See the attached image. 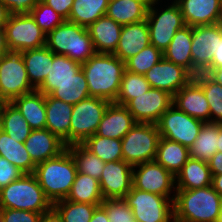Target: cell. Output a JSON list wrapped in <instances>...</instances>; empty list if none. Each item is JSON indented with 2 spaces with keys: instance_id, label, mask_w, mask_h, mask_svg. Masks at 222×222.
Wrapping results in <instances>:
<instances>
[{
  "instance_id": "1",
  "label": "cell",
  "mask_w": 222,
  "mask_h": 222,
  "mask_svg": "<svg viewBox=\"0 0 222 222\" xmlns=\"http://www.w3.org/2000/svg\"><path fill=\"white\" fill-rule=\"evenodd\" d=\"M89 94L109 102H115L118 96L121 79L126 70L125 62L114 54L95 53L81 64Z\"/></svg>"
},
{
  "instance_id": "2",
  "label": "cell",
  "mask_w": 222,
  "mask_h": 222,
  "mask_svg": "<svg viewBox=\"0 0 222 222\" xmlns=\"http://www.w3.org/2000/svg\"><path fill=\"white\" fill-rule=\"evenodd\" d=\"M222 197L212 185L191 190H176L174 222H218Z\"/></svg>"
},
{
  "instance_id": "3",
  "label": "cell",
  "mask_w": 222,
  "mask_h": 222,
  "mask_svg": "<svg viewBox=\"0 0 222 222\" xmlns=\"http://www.w3.org/2000/svg\"><path fill=\"white\" fill-rule=\"evenodd\" d=\"M77 173L75 160L66 149L59 156L37 164L33 174L53 204L66 199Z\"/></svg>"
},
{
  "instance_id": "4",
  "label": "cell",
  "mask_w": 222,
  "mask_h": 222,
  "mask_svg": "<svg viewBox=\"0 0 222 222\" xmlns=\"http://www.w3.org/2000/svg\"><path fill=\"white\" fill-rule=\"evenodd\" d=\"M46 47L79 64L85 63L96 53L88 29L67 20L46 35Z\"/></svg>"
},
{
  "instance_id": "5",
  "label": "cell",
  "mask_w": 222,
  "mask_h": 222,
  "mask_svg": "<svg viewBox=\"0 0 222 222\" xmlns=\"http://www.w3.org/2000/svg\"><path fill=\"white\" fill-rule=\"evenodd\" d=\"M52 207L33 173H24L0 190V209L44 213Z\"/></svg>"
},
{
  "instance_id": "6",
  "label": "cell",
  "mask_w": 222,
  "mask_h": 222,
  "mask_svg": "<svg viewBox=\"0 0 222 222\" xmlns=\"http://www.w3.org/2000/svg\"><path fill=\"white\" fill-rule=\"evenodd\" d=\"M159 139L157 124L136 123L121 139L123 160L132 166L154 161Z\"/></svg>"
},
{
  "instance_id": "7",
  "label": "cell",
  "mask_w": 222,
  "mask_h": 222,
  "mask_svg": "<svg viewBox=\"0 0 222 222\" xmlns=\"http://www.w3.org/2000/svg\"><path fill=\"white\" fill-rule=\"evenodd\" d=\"M124 200L137 222H174V200L132 186Z\"/></svg>"
},
{
  "instance_id": "8",
  "label": "cell",
  "mask_w": 222,
  "mask_h": 222,
  "mask_svg": "<svg viewBox=\"0 0 222 222\" xmlns=\"http://www.w3.org/2000/svg\"><path fill=\"white\" fill-rule=\"evenodd\" d=\"M157 3H151L148 8L146 21L148 23L150 44L164 51L177 30L186 26L183 15L175 1L166 8L158 10ZM160 12V13H159Z\"/></svg>"
},
{
  "instance_id": "9",
  "label": "cell",
  "mask_w": 222,
  "mask_h": 222,
  "mask_svg": "<svg viewBox=\"0 0 222 222\" xmlns=\"http://www.w3.org/2000/svg\"><path fill=\"white\" fill-rule=\"evenodd\" d=\"M110 103L105 99L89 96L73 105L70 120V145L83 143L97 132L99 123Z\"/></svg>"
},
{
  "instance_id": "10",
  "label": "cell",
  "mask_w": 222,
  "mask_h": 222,
  "mask_svg": "<svg viewBox=\"0 0 222 222\" xmlns=\"http://www.w3.org/2000/svg\"><path fill=\"white\" fill-rule=\"evenodd\" d=\"M9 52H22L46 46V33L36 24L31 14L10 15L5 25Z\"/></svg>"
},
{
  "instance_id": "11",
  "label": "cell",
  "mask_w": 222,
  "mask_h": 222,
  "mask_svg": "<svg viewBox=\"0 0 222 222\" xmlns=\"http://www.w3.org/2000/svg\"><path fill=\"white\" fill-rule=\"evenodd\" d=\"M34 90L21 53L8 52L0 58V97L5 102Z\"/></svg>"
},
{
  "instance_id": "12",
  "label": "cell",
  "mask_w": 222,
  "mask_h": 222,
  "mask_svg": "<svg viewBox=\"0 0 222 222\" xmlns=\"http://www.w3.org/2000/svg\"><path fill=\"white\" fill-rule=\"evenodd\" d=\"M204 122L189 116L172 105L157 123L160 137L176 141L189 148L196 140Z\"/></svg>"
},
{
  "instance_id": "13",
  "label": "cell",
  "mask_w": 222,
  "mask_h": 222,
  "mask_svg": "<svg viewBox=\"0 0 222 222\" xmlns=\"http://www.w3.org/2000/svg\"><path fill=\"white\" fill-rule=\"evenodd\" d=\"M132 183L139 190L175 199V176L155 160L133 166Z\"/></svg>"
},
{
  "instance_id": "14",
  "label": "cell",
  "mask_w": 222,
  "mask_h": 222,
  "mask_svg": "<svg viewBox=\"0 0 222 222\" xmlns=\"http://www.w3.org/2000/svg\"><path fill=\"white\" fill-rule=\"evenodd\" d=\"M172 105L173 95L161 89L150 88L131 99L125 107L137 123L157 124L162 114Z\"/></svg>"
},
{
  "instance_id": "15",
  "label": "cell",
  "mask_w": 222,
  "mask_h": 222,
  "mask_svg": "<svg viewBox=\"0 0 222 222\" xmlns=\"http://www.w3.org/2000/svg\"><path fill=\"white\" fill-rule=\"evenodd\" d=\"M133 166L121 161L106 162L99 180L104 199L124 198L133 183Z\"/></svg>"
},
{
  "instance_id": "16",
  "label": "cell",
  "mask_w": 222,
  "mask_h": 222,
  "mask_svg": "<svg viewBox=\"0 0 222 222\" xmlns=\"http://www.w3.org/2000/svg\"><path fill=\"white\" fill-rule=\"evenodd\" d=\"M217 46V23L192 27V76L204 73L211 65Z\"/></svg>"
},
{
  "instance_id": "17",
  "label": "cell",
  "mask_w": 222,
  "mask_h": 222,
  "mask_svg": "<svg viewBox=\"0 0 222 222\" xmlns=\"http://www.w3.org/2000/svg\"><path fill=\"white\" fill-rule=\"evenodd\" d=\"M151 88L175 95L193 76L182 66L162 58L144 74Z\"/></svg>"
},
{
  "instance_id": "18",
  "label": "cell",
  "mask_w": 222,
  "mask_h": 222,
  "mask_svg": "<svg viewBox=\"0 0 222 222\" xmlns=\"http://www.w3.org/2000/svg\"><path fill=\"white\" fill-rule=\"evenodd\" d=\"M191 27L222 22V0H174Z\"/></svg>"
},
{
  "instance_id": "19",
  "label": "cell",
  "mask_w": 222,
  "mask_h": 222,
  "mask_svg": "<svg viewBox=\"0 0 222 222\" xmlns=\"http://www.w3.org/2000/svg\"><path fill=\"white\" fill-rule=\"evenodd\" d=\"M173 105L195 119L210 122V108L205 93L193 78L173 96Z\"/></svg>"
},
{
  "instance_id": "20",
  "label": "cell",
  "mask_w": 222,
  "mask_h": 222,
  "mask_svg": "<svg viewBox=\"0 0 222 222\" xmlns=\"http://www.w3.org/2000/svg\"><path fill=\"white\" fill-rule=\"evenodd\" d=\"M24 145L36 165L59 156L67 149L64 141L46 128L32 130Z\"/></svg>"
},
{
  "instance_id": "21",
  "label": "cell",
  "mask_w": 222,
  "mask_h": 222,
  "mask_svg": "<svg viewBox=\"0 0 222 222\" xmlns=\"http://www.w3.org/2000/svg\"><path fill=\"white\" fill-rule=\"evenodd\" d=\"M149 44L150 36L146 20L124 25L114 55L126 62Z\"/></svg>"
},
{
  "instance_id": "22",
  "label": "cell",
  "mask_w": 222,
  "mask_h": 222,
  "mask_svg": "<svg viewBox=\"0 0 222 222\" xmlns=\"http://www.w3.org/2000/svg\"><path fill=\"white\" fill-rule=\"evenodd\" d=\"M136 123L132 114L124 105L111 102L95 134L102 137L122 139Z\"/></svg>"
},
{
  "instance_id": "23",
  "label": "cell",
  "mask_w": 222,
  "mask_h": 222,
  "mask_svg": "<svg viewBox=\"0 0 222 222\" xmlns=\"http://www.w3.org/2000/svg\"><path fill=\"white\" fill-rule=\"evenodd\" d=\"M46 129L70 145V120L73 105L45 95Z\"/></svg>"
},
{
  "instance_id": "24",
  "label": "cell",
  "mask_w": 222,
  "mask_h": 222,
  "mask_svg": "<svg viewBox=\"0 0 222 222\" xmlns=\"http://www.w3.org/2000/svg\"><path fill=\"white\" fill-rule=\"evenodd\" d=\"M122 27L106 15L91 24L87 29L96 53L114 54Z\"/></svg>"
},
{
  "instance_id": "25",
  "label": "cell",
  "mask_w": 222,
  "mask_h": 222,
  "mask_svg": "<svg viewBox=\"0 0 222 222\" xmlns=\"http://www.w3.org/2000/svg\"><path fill=\"white\" fill-rule=\"evenodd\" d=\"M11 103L19 110L32 130L46 128L45 94L34 90L14 98Z\"/></svg>"
},
{
  "instance_id": "26",
  "label": "cell",
  "mask_w": 222,
  "mask_h": 222,
  "mask_svg": "<svg viewBox=\"0 0 222 222\" xmlns=\"http://www.w3.org/2000/svg\"><path fill=\"white\" fill-rule=\"evenodd\" d=\"M176 190H191L212 185L208 162L189 158L175 176Z\"/></svg>"
},
{
  "instance_id": "27",
  "label": "cell",
  "mask_w": 222,
  "mask_h": 222,
  "mask_svg": "<svg viewBox=\"0 0 222 222\" xmlns=\"http://www.w3.org/2000/svg\"><path fill=\"white\" fill-rule=\"evenodd\" d=\"M81 64L66 55L55 54L50 62V70L44 82L36 89L45 95H50L58 85L70 80L79 70Z\"/></svg>"
},
{
  "instance_id": "28",
  "label": "cell",
  "mask_w": 222,
  "mask_h": 222,
  "mask_svg": "<svg viewBox=\"0 0 222 222\" xmlns=\"http://www.w3.org/2000/svg\"><path fill=\"white\" fill-rule=\"evenodd\" d=\"M149 3L146 0H109L106 16L124 26L146 20Z\"/></svg>"
},
{
  "instance_id": "29",
  "label": "cell",
  "mask_w": 222,
  "mask_h": 222,
  "mask_svg": "<svg viewBox=\"0 0 222 222\" xmlns=\"http://www.w3.org/2000/svg\"><path fill=\"white\" fill-rule=\"evenodd\" d=\"M20 53L25 62L30 84L36 90L48 76L54 53L46 46L38 49H28Z\"/></svg>"
},
{
  "instance_id": "30",
  "label": "cell",
  "mask_w": 222,
  "mask_h": 222,
  "mask_svg": "<svg viewBox=\"0 0 222 222\" xmlns=\"http://www.w3.org/2000/svg\"><path fill=\"white\" fill-rule=\"evenodd\" d=\"M192 27L189 25L177 30L169 46L163 51V58L182 66L192 75Z\"/></svg>"
},
{
  "instance_id": "31",
  "label": "cell",
  "mask_w": 222,
  "mask_h": 222,
  "mask_svg": "<svg viewBox=\"0 0 222 222\" xmlns=\"http://www.w3.org/2000/svg\"><path fill=\"white\" fill-rule=\"evenodd\" d=\"M190 158L189 148L182 144L160 137L155 161L174 176Z\"/></svg>"
},
{
  "instance_id": "32",
  "label": "cell",
  "mask_w": 222,
  "mask_h": 222,
  "mask_svg": "<svg viewBox=\"0 0 222 222\" xmlns=\"http://www.w3.org/2000/svg\"><path fill=\"white\" fill-rule=\"evenodd\" d=\"M0 156L7 159L24 173H34L36 164L32 161L24 142L16 141L0 129Z\"/></svg>"
},
{
  "instance_id": "33",
  "label": "cell",
  "mask_w": 222,
  "mask_h": 222,
  "mask_svg": "<svg viewBox=\"0 0 222 222\" xmlns=\"http://www.w3.org/2000/svg\"><path fill=\"white\" fill-rule=\"evenodd\" d=\"M219 123L205 122L194 143L189 147L193 159L208 162L218 151Z\"/></svg>"
},
{
  "instance_id": "34",
  "label": "cell",
  "mask_w": 222,
  "mask_h": 222,
  "mask_svg": "<svg viewBox=\"0 0 222 222\" xmlns=\"http://www.w3.org/2000/svg\"><path fill=\"white\" fill-rule=\"evenodd\" d=\"M66 200L101 205L104 197L101 193L99 180L78 172Z\"/></svg>"
},
{
  "instance_id": "35",
  "label": "cell",
  "mask_w": 222,
  "mask_h": 222,
  "mask_svg": "<svg viewBox=\"0 0 222 222\" xmlns=\"http://www.w3.org/2000/svg\"><path fill=\"white\" fill-rule=\"evenodd\" d=\"M109 0H74L67 21L88 28L106 15Z\"/></svg>"
},
{
  "instance_id": "36",
  "label": "cell",
  "mask_w": 222,
  "mask_h": 222,
  "mask_svg": "<svg viewBox=\"0 0 222 222\" xmlns=\"http://www.w3.org/2000/svg\"><path fill=\"white\" fill-rule=\"evenodd\" d=\"M0 129L19 142H25L32 131L22 114L11 102L3 105L0 114Z\"/></svg>"
},
{
  "instance_id": "37",
  "label": "cell",
  "mask_w": 222,
  "mask_h": 222,
  "mask_svg": "<svg viewBox=\"0 0 222 222\" xmlns=\"http://www.w3.org/2000/svg\"><path fill=\"white\" fill-rule=\"evenodd\" d=\"M50 96L72 105L89 97L88 84L83 70L80 69L70 80L59 84Z\"/></svg>"
},
{
  "instance_id": "38",
  "label": "cell",
  "mask_w": 222,
  "mask_h": 222,
  "mask_svg": "<svg viewBox=\"0 0 222 222\" xmlns=\"http://www.w3.org/2000/svg\"><path fill=\"white\" fill-rule=\"evenodd\" d=\"M82 144L105 163L123 160L121 139L94 134L88 137Z\"/></svg>"
},
{
  "instance_id": "39",
  "label": "cell",
  "mask_w": 222,
  "mask_h": 222,
  "mask_svg": "<svg viewBox=\"0 0 222 222\" xmlns=\"http://www.w3.org/2000/svg\"><path fill=\"white\" fill-rule=\"evenodd\" d=\"M67 149L75 160L77 172L100 180L105 162L89 151L82 143L68 145Z\"/></svg>"
},
{
  "instance_id": "40",
  "label": "cell",
  "mask_w": 222,
  "mask_h": 222,
  "mask_svg": "<svg viewBox=\"0 0 222 222\" xmlns=\"http://www.w3.org/2000/svg\"><path fill=\"white\" fill-rule=\"evenodd\" d=\"M193 79L205 93L210 108V122L222 124V85L205 73H199Z\"/></svg>"
},
{
  "instance_id": "41",
  "label": "cell",
  "mask_w": 222,
  "mask_h": 222,
  "mask_svg": "<svg viewBox=\"0 0 222 222\" xmlns=\"http://www.w3.org/2000/svg\"><path fill=\"white\" fill-rule=\"evenodd\" d=\"M150 84L144 75L124 71L120 90L114 103L126 105L131 99L144 94L150 89Z\"/></svg>"
},
{
  "instance_id": "42",
  "label": "cell",
  "mask_w": 222,
  "mask_h": 222,
  "mask_svg": "<svg viewBox=\"0 0 222 222\" xmlns=\"http://www.w3.org/2000/svg\"><path fill=\"white\" fill-rule=\"evenodd\" d=\"M98 205L71 202L62 199L53 203V208L61 216L63 222H90Z\"/></svg>"
},
{
  "instance_id": "43",
  "label": "cell",
  "mask_w": 222,
  "mask_h": 222,
  "mask_svg": "<svg viewBox=\"0 0 222 222\" xmlns=\"http://www.w3.org/2000/svg\"><path fill=\"white\" fill-rule=\"evenodd\" d=\"M163 58V52L157 49L152 44L147 45L137 55L129 58L125 62L126 70L144 75L155 64Z\"/></svg>"
},
{
  "instance_id": "44",
  "label": "cell",
  "mask_w": 222,
  "mask_h": 222,
  "mask_svg": "<svg viewBox=\"0 0 222 222\" xmlns=\"http://www.w3.org/2000/svg\"><path fill=\"white\" fill-rule=\"evenodd\" d=\"M30 14L35 19L36 24L46 33V35L65 21L61 15L56 13V11L42 1H39L35 5V7L30 11Z\"/></svg>"
},
{
  "instance_id": "45",
  "label": "cell",
  "mask_w": 222,
  "mask_h": 222,
  "mask_svg": "<svg viewBox=\"0 0 222 222\" xmlns=\"http://www.w3.org/2000/svg\"><path fill=\"white\" fill-rule=\"evenodd\" d=\"M101 205L105 208L109 222H137L124 198L104 199Z\"/></svg>"
},
{
  "instance_id": "46",
  "label": "cell",
  "mask_w": 222,
  "mask_h": 222,
  "mask_svg": "<svg viewBox=\"0 0 222 222\" xmlns=\"http://www.w3.org/2000/svg\"><path fill=\"white\" fill-rule=\"evenodd\" d=\"M5 222H40L42 213L27 210L0 209Z\"/></svg>"
},
{
  "instance_id": "47",
  "label": "cell",
  "mask_w": 222,
  "mask_h": 222,
  "mask_svg": "<svg viewBox=\"0 0 222 222\" xmlns=\"http://www.w3.org/2000/svg\"><path fill=\"white\" fill-rule=\"evenodd\" d=\"M24 172L0 156V190L9 183L19 179Z\"/></svg>"
},
{
  "instance_id": "48",
  "label": "cell",
  "mask_w": 222,
  "mask_h": 222,
  "mask_svg": "<svg viewBox=\"0 0 222 222\" xmlns=\"http://www.w3.org/2000/svg\"><path fill=\"white\" fill-rule=\"evenodd\" d=\"M40 0H0L5 5L11 15L30 14V11Z\"/></svg>"
},
{
  "instance_id": "49",
  "label": "cell",
  "mask_w": 222,
  "mask_h": 222,
  "mask_svg": "<svg viewBox=\"0 0 222 222\" xmlns=\"http://www.w3.org/2000/svg\"><path fill=\"white\" fill-rule=\"evenodd\" d=\"M42 2L68 20L74 0H42Z\"/></svg>"
},
{
  "instance_id": "50",
  "label": "cell",
  "mask_w": 222,
  "mask_h": 222,
  "mask_svg": "<svg viewBox=\"0 0 222 222\" xmlns=\"http://www.w3.org/2000/svg\"><path fill=\"white\" fill-rule=\"evenodd\" d=\"M222 68V22L217 23V46L209 68L204 72L208 74L211 70Z\"/></svg>"
},
{
  "instance_id": "51",
  "label": "cell",
  "mask_w": 222,
  "mask_h": 222,
  "mask_svg": "<svg viewBox=\"0 0 222 222\" xmlns=\"http://www.w3.org/2000/svg\"><path fill=\"white\" fill-rule=\"evenodd\" d=\"M208 166L211 174L222 173V152H216L208 161Z\"/></svg>"
},
{
  "instance_id": "52",
  "label": "cell",
  "mask_w": 222,
  "mask_h": 222,
  "mask_svg": "<svg viewBox=\"0 0 222 222\" xmlns=\"http://www.w3.org/2000/svg\"><path fill=\"white\" fill-rule=\"evenodd\" d=\"M40 222H63L61 216L52 207L49 211L42 213Z\"/></svg>"
},
{
  "instance_id": "53",
  "label": "cell",
  "mask_w": 222,
  "mask_h": 222,
  "mask_svg": "<svg viewBox=\"0 0 222 222\" xmlns=\"http://www.w3.org/2000/svg\"><path fill=\"white\" fill-rule=\"evenodd\" d=\"M90 222H109L105 208L102 205L95 208Z\"/></svg>"
},
{
  "instance_id": "54",
  "label": "cell",
  "mask_w": 222,
  "mask_h": 222,
  "mask_svg": "<svg viewBox=\"0 0 222 222\" xmlns=\"http://www.w3.org/2000/svg\"><path fill=\"white\" fill-rule=\"evenodd\" d=\"M10 15L11 14L8 8L2 3H0V28H5V25L7 24Z\"/></svg>"
},
{
  "instance_id": "55",
  "label": "cell",
  "mask_w": 222,
  "mask_h": 222,
  "mask_svg": "<svg viewBox=\"0 0 222 222\" xmlns=\"http://www.w3.org/2000/svg\"><path fill=\"white\" fill-rule=\"evenodd\" d=\"M212 187L222 197V173L212 174Z\"/></svg>"
},
{
  "instance_id": "56",
  "label": "cell",
  "mask_w": 222,
  "mask_h": 222,
  "mask_svg": "<svg viewBox=\"0 0 222 222\" xmlns=\"http://www.w3.org/2000/svg\"><path fill=\"white\" fill-rule=\"evenodd\" d=\"M9 52L6 44L5 28H0V58Z\"/></svg>"
},
{
  "instance_id": "57",
  "label": "cell",
  "mask_w": 222,
  "mask_h": 222,
  "mask_svg": "<svg viewBox=\"0 0 222 222\" xmlns=\"http://www.w3.org/2000/svg\"><path fill=\"white\" fill-rule=\"evenodd\" d=\"M207 75L216 83L222 85V68L213 69Z\"/></svg>"
},
{
  "instance_id": "58",
  "label": "cell",
  "mask_w": 222,
  "mask_h": 222,
  "mask_svg": "<svg viewBox=\"0 0 222 222\" xmlns=\"http://www.w3.org/2000/svg\"><path fill=\"white\" fill-rule=\"evenodd\" d=\"M218 152H222V124L219 123Z\"/></svg>"
},
{
  "instance_id": "59",
  "label": "cell",
  "mask_w": 222,
  "mask_h": 222,
  "mask_svg": "<svg viewBox=\"0 0 222 222\" xmlns=\"http://www.w3.org/2000/svg\"><path fill=\"white\" fill-rule=\"evenodd\" d=\"M6 102L0 97V114H1V111H2V108H3V105L5 104Z\"/></svg>"
},
{
  "instance_id": "60",
  "label": "cell",
  "mask_w": 222,
  "mask_h": 222,
  "mask_svg": "<svg viewBox=\"0 0 222 222\" xmlns=\"http://www.w3.org/2000/svg\"><path fill=\"white\" fill-rule=\"evenodd\" d=\"M149 4H151V3H157V4H159L158 3V1H160V0H146Z\"/></svg>"
},
{
  "instance_id": "61",
  "label": "cell",
  "mask_w": 222,
  "mask_h": 222,
  "mask_svg": "<svg viewBox=\"0 0 222 222\" xmlns=\"http://www.w3.org/2000/svg\"><path fill=\"white\" fill-rule=\"evenodd\" d=\"M218 222H222V211H221V215L219 216Z\"/></svg>"
},
{
  "instance_id": "62",
  "label": "cell",
  "mask_w": 222,
  "mask_h": 222,
  "mask_svg": "<svg viewBox=\"0 0 222 222\" xmlns=\"http://www.w3.org/2000/svg\"><path fill=\"white\" fill-rule=\"evenodd\" d=\"M0 222H5L3 217H2V215H1V213H0Z\"/></svg>"
}]
</instances>
